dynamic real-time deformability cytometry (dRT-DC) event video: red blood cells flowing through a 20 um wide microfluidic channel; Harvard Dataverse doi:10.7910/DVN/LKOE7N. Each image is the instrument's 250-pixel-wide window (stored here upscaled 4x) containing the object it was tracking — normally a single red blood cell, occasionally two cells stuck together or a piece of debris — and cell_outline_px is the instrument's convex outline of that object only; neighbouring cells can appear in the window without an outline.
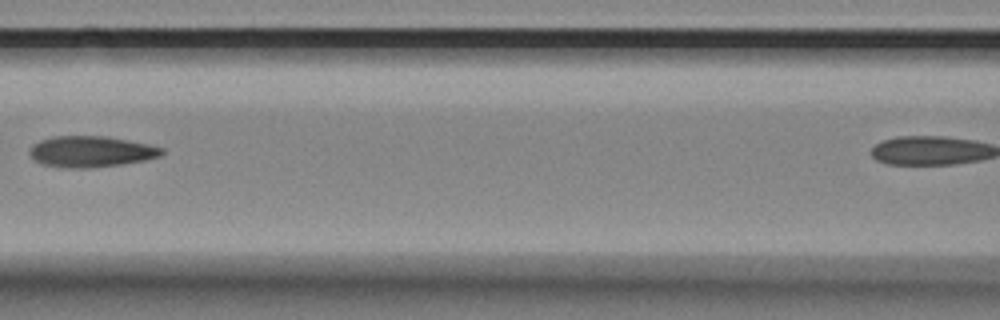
{"species": "Egyptian fruit bat (a non-hibernating species)", "species_latin": "Rousettus aegyptiacus", "temperature_condition": "room temperature", "stored_images_in_passage": 9, "camera_frame_rate_fps": 3000, "um_per_image_px": 0.085, "animal": {"sex": "female"}, "frame": {"image": 1, "passage_image": 7, "time_ms": 2.0, "image_size_px": [1000, 320], "cell_outline_px": [[164, 156], [144, 160], [120, 164], [88, 168], [72, 168], [44, 164], [36, 160], [28, 152], [32, 144], [40, 140], [52, 136], [104, 136], [148, 144], [164, 148]], "centroid_in_image_um": [7.76, 12.87], "position_along_channel_um": 158.8, "area_um2": 23.76}}
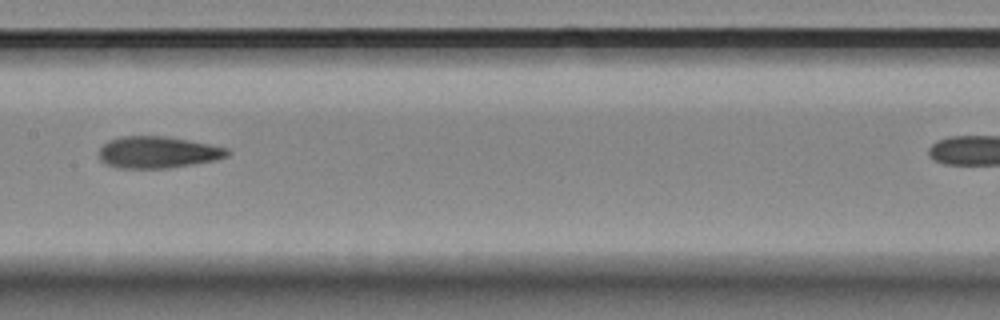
{"frame": {"image": 2, "passage_image": 8, "time_ms": 2.333, "image_size_px": [1000, 320], "cell_outline_px": [[232, 152], [228, 156], [212, 160], [192, 164], [168, 168], [116, 168], [104, 164], [100, 160], [100, 148], [108, 140], [120, 136], [168, 136], [228, 148]], "centroid_in_image_um": [13.38, 12.94], "position_along_channel_um": 194.0, "area_um2": 23.76}}